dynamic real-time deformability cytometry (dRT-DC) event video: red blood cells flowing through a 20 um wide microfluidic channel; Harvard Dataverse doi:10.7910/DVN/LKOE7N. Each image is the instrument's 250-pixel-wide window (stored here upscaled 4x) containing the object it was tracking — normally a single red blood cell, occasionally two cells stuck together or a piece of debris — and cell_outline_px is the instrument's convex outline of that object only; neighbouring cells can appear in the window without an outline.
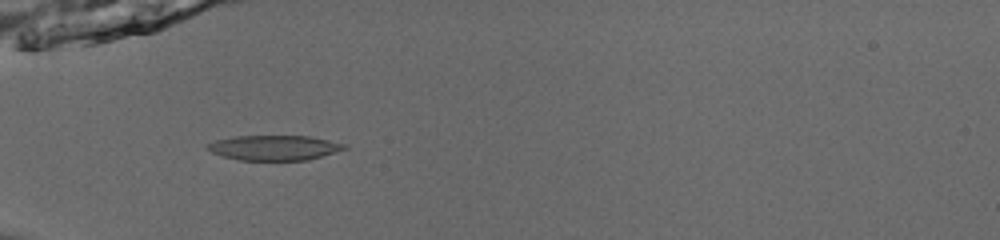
{"species": "common noctule bat (a hibernating species)", "species_latin": "Nyctalus noctula", "temperature_condition": "room temperature", "stored_images_in_passage": 54, "camera_frame_rate_fps": 3000, "um_per_image_px": 0.085, "animal": {"sex": "male", "body_mass_g": 13.0, "forearm_length_mm": 53.1}, "frame": {"image": 1, "passage_image": 20, "time_ms": 6.333, "image_size_px": [1000, 240], "cell_outline_px": [[348, 148], [308, 160], [236, 160], [212, 152], [204, 148], [208, 144], [216, 140], [236, 136], [312, 136], [348, 144]], "centroid_in_image_um": [23.34, 12.55], "position_along_channel_um": 61.7, "area_um2": 20.0}}
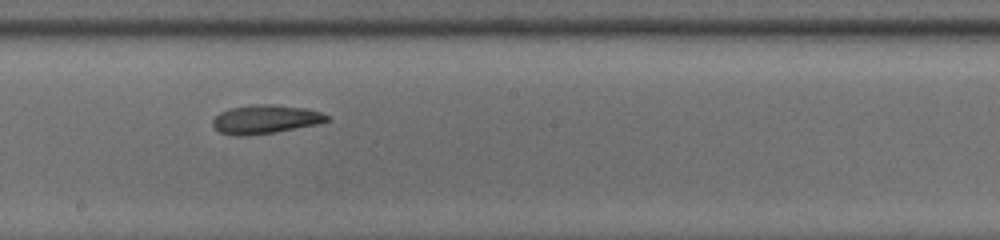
{"frame": {"image": 2, "passage_image": 33, "time_ms": 10.667, "image_size_px": [1000, 240], "cell_outline_px": [[332, 120], [320, 124], [276, 132], [248, 136], [236, 136], [220, 132], [212, 124], [212, 120], [220, 112], [232, 108], [252, 104], [272, 104], [308, 108], [320, 112], [328, 116]], "centroid_in_image_um": [22.6, 10.14], "position_along_channel_um": 225.6, "area_um2": 19.36}}
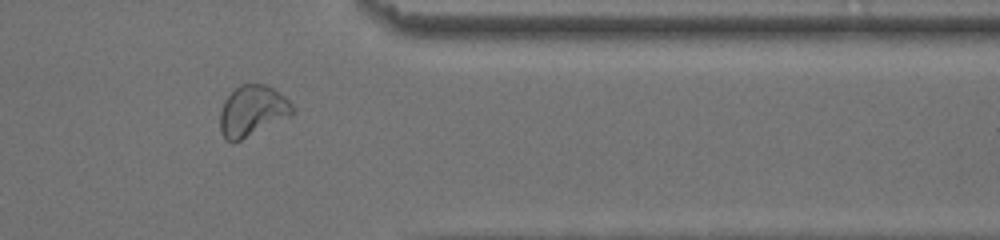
{"frame": {"image": 3, "passage_image": 46, "time_ms": 15.0, "image_size_px": [1000, 240], "cell_outline_px": [[296, 112], [292, 116], [232, 144], [224, 140], [220, 132], [220, 112], [224, 100], [240, 84], [264, 84], [272, 88], [284, 96], [296, 108]], "centroid_in_image_um": [21.45, 9.46], "position_along_channel_um": 389.9, "area_um2": 21.73}, "authors_computed_cell_mechanics": {"area_um2": 19.941, "velocity_mm_per_s": 3.9155, "shape_relaxation_time_tau1_ms": 4.8224, "shape_relaxation_time_tau2_ms": 3.5928, "deformation_change_tau1": 0.1562, "deformation_change_tau2": 0.0868}}